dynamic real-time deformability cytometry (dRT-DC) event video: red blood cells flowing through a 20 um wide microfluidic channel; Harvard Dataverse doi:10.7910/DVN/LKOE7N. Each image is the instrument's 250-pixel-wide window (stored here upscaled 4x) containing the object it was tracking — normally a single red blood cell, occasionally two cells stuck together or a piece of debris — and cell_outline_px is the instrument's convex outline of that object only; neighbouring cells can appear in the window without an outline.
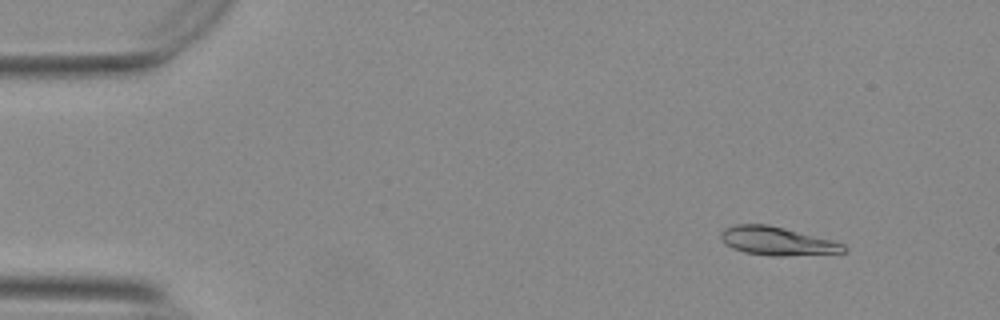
{"species": "Egyptian fruit bat (a non-hibernating species)", "species_latin": "Rousettus aegyptiacus", "temperature_condition": "warm", "stored_images_in_passage": 55, "camera_frame_rate_fps": 3000, "um_per_image_px": 0.085, "animal": {"sex": "female"}, "frame": {"image": 1, "passage_image": 6, "time_ms": 1.667, "image_size_px": [1000, 320], "cell_outline_px": [[848, 248], [844, 252], [784, 256], [772, 256], [744, 252], [732, 248], [724, 244], [720, 236], [720, 232], [724, 228], [736, 224], [768, 224], [832, 240], [844, 244]], "centroid_in_image_um": [66.01, 20.49], "position_along_channel_um": 19.0, "area_um2": 20.35}}
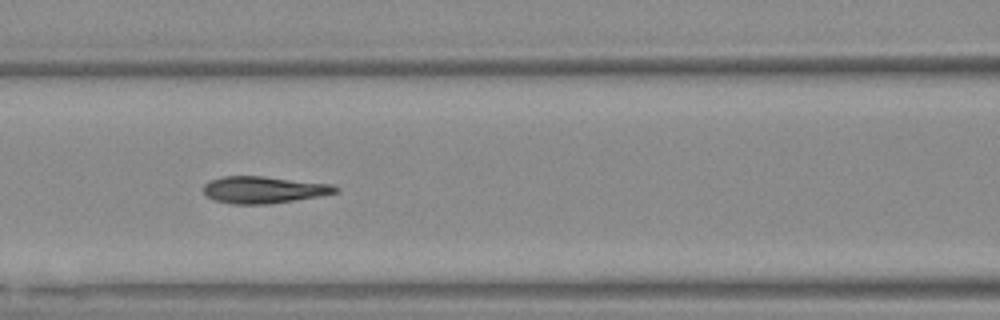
{"frame": {"image": 2, "passage_image": 24, "time_ms": 7.667, "image_size_px": [1000, 320], "cell_outline_px": [[340, 188], [336, 192], [316, 196], [268, 204], [232, 204], [216, 200], [208, 196], [204, 192], [204, 184], [212, 180], [224, 176], [264, 176], [332, 184]], "centroid_in_image_um": [22.4, 16.12], "position_along_channel_um": 144.2, "area_um2": 20.35}}
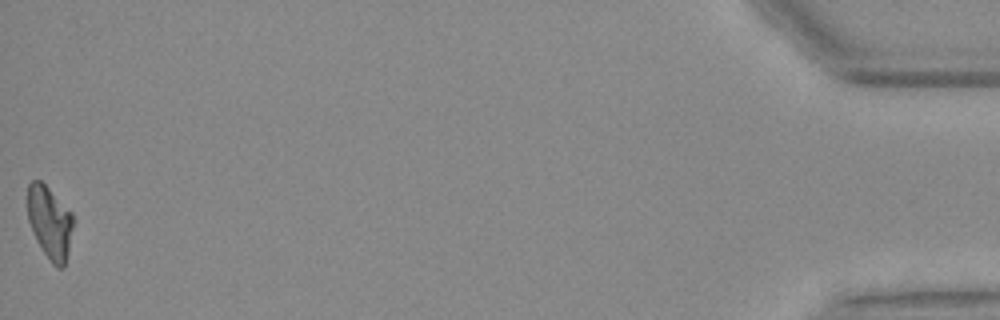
{"frame": {"image": 3, "passage_image": 55, "time_ms": 18.0, "image_size_px": [1000, 320], "cell_outline_px": [[72, 228], [68, 252], [64, 268], [56, 268], [52, 264], [36, 240], [28, 220], [28, 184], [32, 180], [40, 180], [72, 212]], "centroid_in_image_um": [4.22, 18.92], "position_along_channel_um": 431.0, "area_um2": 19.07}, "authors_computed_cell_mechanics": {"area_um2": 20.519, "velocity_mm_per_s": 3.722, "shape_relaxation_time_tau1_ms": 4.6145, "shape_relaxation_time_tau2_ms": 1.6516, "deformation_change_tau1": 0.1961, "deformation_change_tau2": 0.075}}